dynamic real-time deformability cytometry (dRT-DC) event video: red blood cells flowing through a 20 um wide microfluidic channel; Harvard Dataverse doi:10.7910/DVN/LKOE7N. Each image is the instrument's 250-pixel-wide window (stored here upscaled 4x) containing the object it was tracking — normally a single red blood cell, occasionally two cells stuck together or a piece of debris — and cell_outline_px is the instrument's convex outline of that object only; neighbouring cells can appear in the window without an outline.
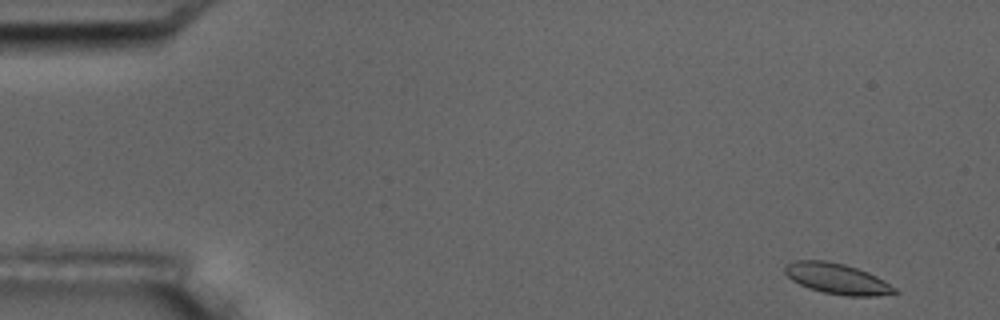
{"species": "common noctule bat (a hibernating species)", "species_latin": "Nyctalus noctula", "temperature_condition": "room temperature", "stored_images_in_passage": 4, "camera_frame_rate_fps": 3000, "um_per_image_px": 0.085, "animal": {"sex": "male", "body_mass_g": 17.5, "forearm_length_mm": 52.3}, "frame": {"image": 1, "passage_image": 1, "time_ms": 0.0, "image_size_px": [1000, 320], "cell_outline_px": [[900, 292], [876, 296], [848, 296], [824, 292], [808, 288], [792, 280], [784, 272], [784, 268], [788, 264], [796, 260], [824, 260], [844, 264], [868, 272], [884, 280], [896, 288]], "centroid_in_image_um": [71.17, 23.69], "position_along_channel_um": 13.8, "area_um2": 19.48}}